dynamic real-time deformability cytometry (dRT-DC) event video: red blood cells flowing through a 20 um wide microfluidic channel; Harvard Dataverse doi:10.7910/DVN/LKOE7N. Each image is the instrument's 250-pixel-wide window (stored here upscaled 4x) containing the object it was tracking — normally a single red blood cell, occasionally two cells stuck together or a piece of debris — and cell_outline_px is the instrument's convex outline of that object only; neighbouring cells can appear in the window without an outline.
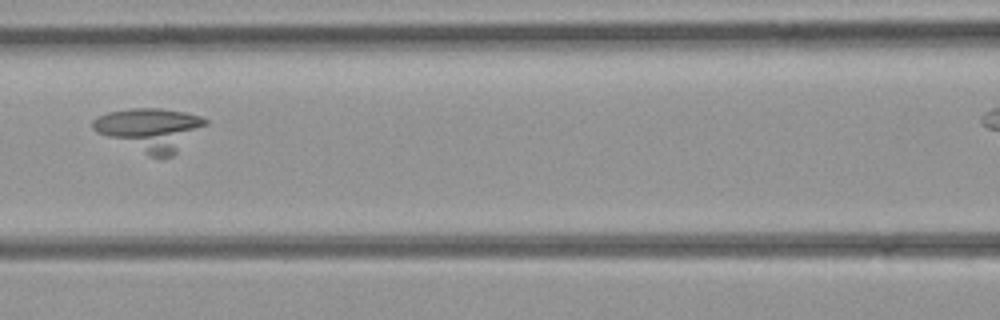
{"species": "common noctule bat (a hibernating species)", "species_latin": "Nyctalus noctula", "temperature_condition": "room temperature", "stored_images_in_passage": 8, "camera_frame_rate_fps": 3000, "um_per_image_px": 0.085, "animal": {"sex": "female", "body_mass_g": 21.9}, "frame": {"image": 1, "passage_image": 6, "time_ms": 1.667, "image_size_px": [1000, 320], "cell_outline_px": [[208, 124], [172, 156], [152, 156], [96, 132], [92, 128], [92, 120], [96, 116], [108, 112], [128, 108], [160, 108], [184, 112], [200, 116], [208, 120]], "centroid_in_image_um": [12.76, 10.96], "position_along_channel_um": 153.8, "area_um2": 27.74}}